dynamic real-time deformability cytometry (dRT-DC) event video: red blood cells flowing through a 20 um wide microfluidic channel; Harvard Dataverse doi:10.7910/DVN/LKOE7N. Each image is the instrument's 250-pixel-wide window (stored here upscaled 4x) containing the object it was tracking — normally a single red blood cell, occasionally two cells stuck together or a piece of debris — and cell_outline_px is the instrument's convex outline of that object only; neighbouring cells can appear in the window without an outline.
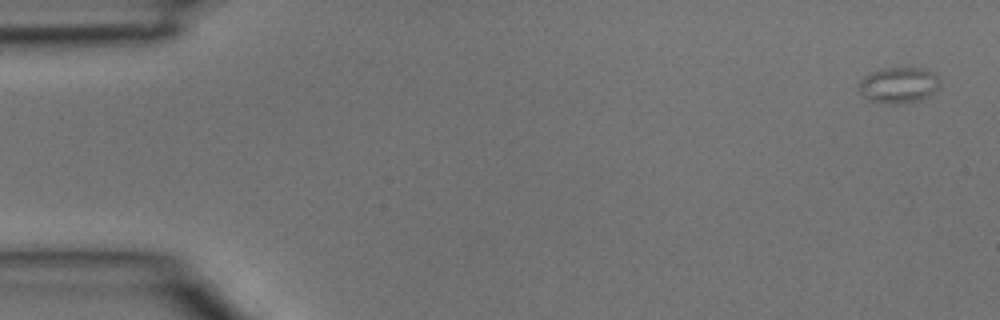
{"species": "common noctule bat (a hibernating species)", "species_latin": "Nyctalus noctula", "temperature_condition": "room temperature", "stored_images_in_passage": 4, "camera_frame_rate_fps": 3000, "um_per_image_px": 0.085, "animal": {"sex": "male", "body_mass_g": 15.6}, "frame": {"image": 1, "passage_image": 1, "time_ms": 0.0, "image_size_px": [1000, 320], "cell_outline_px": [[940, 84], [928, 96], [920, 100], [868, 100], [860, 92], [856, 84], [864, 76], [880, 68], [924, 68], [932, 72], [936, 76]], "centroid_in_image_um": [76.34, 7.16], "position_along_channel_um": 8.7, "area_um2": 16.07}}